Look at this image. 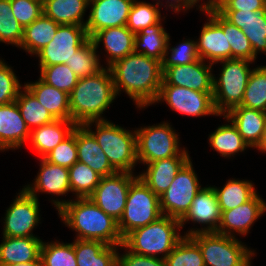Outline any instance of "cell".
<instances>
[{"label":"cell","mask_w":266,"mask_h":266,"mask_svg":"<svg viewBox=\"0 0 266 266\" xmlns=\"http://www.w3.org/2000/svg\"><path fill=\"white\" fill-rule=\"evenodd\" d=\"M69 97L71 121L76 125L107 121L102 114L117 97L110 69L106 66L92 76L78 79Z\"/></svg>","instance_id":"obj_3"},{"label":"cell","mask_w":266,"mask_h":266,"mask_svg":"<svg viewBox=\"0 0 266 266\" xmlns=\"http://www.w3.org/2000/svg\"><path fill=\"white\" fill-rule=\"evenodd\" d=\"M211 63L199 59L186 65L168 67L163 72L161 85H175L198 92L213 93Z\"/></svg>","instance_id":"obj_15"},{"label":"cell","mask_w":266,"mask_h":266,"mask_svg":"<svg viewBox=\"0 0 266 266\" xmlns=\"http://www.w3.org/2000/svg\"><path fill=\"white\" fill-rule=\"evenodd\" d=\"M266 0H223L217 11H253L263 8Z\"/></svg>","instance_id":"obj_51"},{"label":"cell","mask_w":266,"mask_h":266,"mask_svg":"<svg viewBox=\"0 0 266 266\" xmlns=\"http://www.w3.org/2000/svg\"><path fill=\"white\" fill-rule=\"evenodd\" d=\"M58 26V23L42 14L24 28L23 40L19 48L31 55H36L52 41Z\"/></svg>","instance_id":"obj_32"},{"label":"cell","mask_w":266,"mask_h":266,"mask_svg":"<svg viewBox=\"0 0 266 266\" xmlns=\"http://www.w3.org/2000/svg\"><path fill=\"white\" fill-rule=\"evenodd\" d=\"M221 213L215 190L212 186L204 187L196 194L189 211L180 220V223L181 227H184V223L186 224L190 220L193 223H201L206 226L187 230L185 236L198 232H216L221 221Z\"/></svg>","instance_id":"obj_17"},{"label":"cell","mask_w":266,"mask_h":266,"mask_svg":"<svg viewBox=\"0 0 266 266\" xmlns=\"http://www.w3.org/2000/svg\"><path fill=\"white\" fill-rule=\"evenodd\" d=\"M258 194L234 209L222 211L216 233L231 237H236L235 233L247 235L254 222L266 212V202Z\"/></svg>","instance_id":"obj_18"},{"label":"cell","mask_w":266,"mask_h":266,"mask_svg":"<svg viewBox=\"0 0 266 266\" xmlns=\"http://www.w3.org/2000/svg\"><path fill=\"white\" fill-rule=\"evenodd\" d=\"M207 16L208 22L203 24L199 39H196L197 51L201 60L214 65L218 61L231 59V45L227 32H223L222 27L209 14Z\"/></svg>","instance_id":"obj_21"},{"label":"cell","mask_w":266,"mask_h":266,"mask_svg":"<svg viewBox=\"0 0 266 266\" xmlns=\"http://www.w3.org/2000/svg\"><path fill=\"white\" fill-rule=\"evenodd\" d=\"M68 171L71 192H75V198L89 197L101 179L88 165L78 161Z\"/></svg>","instance_id":"obj_40"},{"label":"cell","mask_w":266,"mask_h":266,"mask_svg":"<svg viewBox=\"0 0 266 266\" xmlns=\"http://www.w3.org/2000/svg\"><path fill=\"white\" fill-rule=\"evenodd\" d=\"M135 132L139 163L148 164L177 155H189L186 148L181 149L179 135L168 122L140 127Z\"/></svg>","instance_id":"obj_9"},{"label":"cell","mask_w":266,"mask_h":266,"mask_svg":"<svg viewBox=\"0 0 266 266\" xmlns=\"http://www.w3.org/2000/svg\"><path fill=\"white\" fill-rule=\"evenodd\" d=\"M125 249L121 255L117 254V266H166L165 259L161 257L143 256L132 253L123 244L120 246Z\"/></svg>","instance_id":"obj_50"},{"label":"cell","mask_w":266,"mask_h":266,"mask_svg":"<svg viewBox=\"0 0 266 266\" xmlns=\"http://www.w3.org/2000/svg\"><path fill=\"white\" fill-rule=\"evenodd\" d=\"M170 35L167 43V49L164 58L161 62L162 71L164 72L168 67L177 65H186L199 60L197 51V42L195 40L186 39L176 47H170ZM170 50V53L169 51ZM170 54V56H168Z\"/></svg>","instance_id":"obj_46"},{"label":"cell","mask_w":266,"mask_h":266,"mask_svg":"<svg viewBox=\"0 0 266 266\" xmlns=\"http://www.w3.org/2000/svg\"><path fill=\"white\" fill-rule=\"evenodd\" d=\"M129 172H116L113 175L101 177L94 192L88 197L103 212L119 221L123 215L129 187L138 177Z\"/></svg>","instance_id":"obj_13"},{"label":"cell","mask_w":266,"mask_h":266,"mask_svg":"<svg viewBox=\"0 0 266 266\" xmlns=\"http://www.w3.org/2000/svg\"><path fill=\"white\" fill-rule=\"evenodd\" d=\"M161 216L159 196L137 177L129 187L125 209L118 221L122 238L136 228L155 222Z\"/></svg>","instance_id":"obj_8"},{"label":"cell","mask_w":266,"mask_h":266,"mask_svg":"<svg viewBox=\"0 0 266 266\" xmlns=\"http://www.w3.org/2000/svg\"><path fill=\"white\" fill-rule=\"evenodd\" d=\"M167 103L171 110L187 116H219L213 102V93L194 91L175 85H161L154 103Z\"/></svg>","instance_id":"obj_14"},{"label":"cell","mask_w":266,"mask_h":266,"mask_svg":"<svg viewBox=\"0 0 266 266\" xmlns=\"http://www.w3.org/2000/svg\"><path fill=\"white\" fill-rule=\"evenodd\" d=\"M165 263L166 266H205L199 245L185 235L165 258Z\"/></svg>","instance_id":"obj_41"},{"label":"cell","mask_w":266,"mask_h":266,"mask_svg":"<svg viewBox=\"0 0 266 266\" xmlns=\"http://www.w3.org/2000/svg\"><path fill=\"white\" fill-rule=\"evenodd\" d=\"M108 68L117 96L123 90L140 109L154 104L163 81L161 61L132 53Z\"/></svg>","instance_id":"obj_1"},{"label":"cell","mask_w":266,"mask_h":266,"mask_svg":"<svg viewBox=\"0 0 266 266\" xmlns=\"http://www.w3.org/2000/svg\"><path fill=\"white\" fill-rule=\"evenodd\" d=\"M165 2L168 5H165L164 7L167 6V7H169V9H173L172 12L175 11L174 13L180 12L181 10H183V11L185 10V12H186L190 8L191 9L194 8L191 5L190 0H171V2H170V0H167ZM157 3L160 5V7L163 5V3L160 0H158Z\"/></svg>","instance_id":"obj_52"},{"label":"cell","mask_w":266,"mask_h":266,"mask_svg":"<svg viewBox=\"0 0 266 266\" xmlns=\"http://www.w3.org/2000/svg\"><path fill=\"white\" fill-rule=\"evenodd\" d=\"M190 158V155H177L145 164L147 166L146 171L138 174V177L153 193L161 196Z\"/></svg>","instance_id":"obj_23"},{"label":"cell","mask_w":266,"mask_h":266,"mask_svg":"<svg viewBox=\"0 0 266 266\" xmlns=\"http://www.w3.org/2000/svg\"><path fill=\"white\" fill-rule=\"evenodd\" d=\"M89 7V0H45L43 14L59 25L74 24L85 26L83 17Z\"/></svg>","instance_id":"obj_31"},{"label":"cell","mask_w":266,"mask_h":266,"mask_svg":"<svg viewBox=\"0 0 266 266\" xmlns=\"http://www.w3.org/2000/svg\"><path fill=\"white\" fill-rule=\"evenodd\" d=\"M24 85L55 119L71 120L68 93L46 84L40 78L36 82H27Z\"/></svg>","instance_id":"obj_30"},{"label":"cell","mask_w":266,"mask_h":266,"mask_svg":"<svg viewBox=\"0 0 266 266\" xmlns=\"http://www.w3.org/2000/svg\"><path fill=\"white\" fill-rule=\"evenodd\" d=\"M30 132L16 101L0 105V151L22 148Z\"/></svg>","instance_id":"obj_22"},{"label":"cell","mask_w":266,"mask_h":266,"mask_svg":"<svg viewBox=\"0 0 266 266\" xmlns=\"http://www.w3.org/2000/svg\"><path fill=\"white\" fill-rule=\"evenodd\" d=\"M201 187L191 159L176 174L168 189L159 196L163 215L181 220L189 211Z\"/></svg>","instance_id":"obj_10"},{"label":"cell","mask_w":266,"mask_h":266,"mask_svg":"<svg viewBox=\"0 0 266 266\" xmlns=\"http://www.w3.org/2000/svg\"><path fill=\"white\" fill-rule=\"evenodd\" d=\"M76 147L78 162L88 165L99 176H110L117 172L93 134L84 125H76Z\"/></svg>","instance_id":"obj_26"},{"label":"cell","mask_w":266,"mask_h":266,"mask_svg":"<svg viewBox=\"0 0 266 266\" xmlns=\"http://www.w3.org/2000/svg\"><path fill=\"white\" fill-rule=\"evenodd\" d=\"M22 87L13 69L0 59V105L16 101Z\"/></svg>","instance_id":"obj_48"},{"label":"cell","mask_w":266,"mask_h":266,"mask_svg":"<svg viewBox=\"0 0 266 266\" xmlns=\"http://www.w3.org/2000/svg\"><path fill=\"white\" fill-rule=\"evenodd\" d=\"M134 0H89L86 31L91 38L97 31L126 25Z\"/></svg>","instance_id":"obj_16"},{"label":"cell","mask_w":266,"mask_h":266,"mask_svg":"<svg viewBox=\"0 0 266 266\" xmlns=\"http://www.w3.org/2000/svg\"><path fill=\"white\" fill-rule=\"evenodd\" d=\"M58 215L67 227L76 232L75 239L98 240L107 245L121 246L123 238L118 221L103 212L87 198L75 200H51Z\"/></svg>","instance_id":"obj_2"},{"label":"cell","mask_w":266,"mask_h":266,"mask_svg":"<svg viewBox=\"0 0 266 266\" xmlns=\"http://www.w3.org/2000/svg\"><path fill=\"white\" fill-rule=\"evenodd\" d=\"M93 41L89 39L79 50L67 61L66 65L76 76L85 78L101 71L104 66L100 64V57Z\"/></svg>","instance_id":"obj_38"},{"label":"cell","mask_w":266,"mask_h":266,"mask_svg":"<svg viewBox=\"0 0 266 266\" xmlns=\"http://www.w3.org/2000/svg\"><path fill=\"white\" fill-rule=\"evenodd\" d=\"M93 124L95 131L90 128ZM84 126L93 134L109 163L117 172L133 173L134 166L138 163L135 130H126L109 120L91 121Z\"/></svg>","instance_id":"obj_5"},{"label":"cell","mask_w":266,"mask_h":266,"mask_svg":"<svg viewBox=\"0 0 266 266\" xmlns=\"http://www.w3.org/2000/svg\"><path fill=\"white\" fill-rule=\"evenodd\" d=\"M40 159V169L34 183L27 184L24 188L35 198H38V192L58 196L71 192L68 168Z\"/></svg>","instance_id":"obj_24"},{"label":"cell","mask_w":266,"mask_h":266,"mask_svg":"<svg viewBox=\"0 0 266 266\" xmlns=\"http://www.w3.org/2000/svg\"><path fill=\"white\" fill-rule=\"evenodd\" d=\"M120 246L107 245L98 240H74V251L78 266H117Z\"/></svg>","instance_id":"obj_29"},{"label":"cell","mask_w":266,"mask_h":266,"mask_svg":"<svg viewBox=\"0 0 266 266\" xmlns=\"http://www.w3.org/2000/svg\"><path fill=\"white\" fill-rule=\"evenodd\" d=\"M217 195L221 212L231 210L249 201L256 193L254 183L249 180L228 179L220 189L212 186Z\"/></svg>","instance_id":"obj_34"},{"label":"cell","mask_w":266,"mask_h":266,"mask_svg":"<svg viewBox=\"0 0 266 266\" xmlns=\"http://www.w3.org/2000/svg\"><path fill=\"white\" fill-rule=\"evenodd\" d=\"M206 14L222 27L223 32H227V39L231 45V59H245L252 62L256 60L257 56L241 29L227 21L218 11H209Z\"/></svg>","instance_id":"obj_37"},{"label":"cell","mask_w":266,"mask_h":266,"mask_svg":"<svg viewBox=\"0 0 266 266\" xmlns=\"http://www.w3.org/2000/svg\"><path fill=\"white\" fill-rule=\"evenodd\" d=\"M223 117L233 123L249 148L261 149L266 140V112L237 106Z\"/></svg>","instance_id":"obj_19"},{"label":"cell","mask_w":266,"mask_h":266,"mask_svg":"<svg viewBox=\"0 0 266 266\" xmlns=\"http://www.w3.org/2000/svg\"><path fill=\"white\" fill-rule=\"evenodd\" d=\"M39 78L46 84L68 93L69 95L79 79L66 64L40 67Z\"/></svg>","instance_id":"obj_45"},{"label":"cell","mask_w":266,"mask_h":266,"mask_svg":"<svg viewBox=\"0 0 266 266\" xmlns=\"http://www.w3.org/2000/svg\"><path fill=\"white\" fill-rule=\"evenodd\" d=\"M227 21L236 25L248 38L253 53H266V5L253 11H218Z\"/></svg>","instance_id":"obj_20"},{"label":"cell","mask_w":266,"mask_h":266,"mask_svg":"<svg viewBox=\"0 0 266 266\" xmlns=\"http://www.w3.org/2000/svg\"><path fill=\"white\" fill-rule=\"evenodd\" d=\"M76 124L71 120L55 119L49 124L31 130L30 142L36 154L43 158L73 131Z\"/></svg>","instance_id":"obj_28"},{"label":"cell","mask_w":266,"mask_h":266,"mask_svg":"<svg viewBox=\"0 0 266 266\" xmlns=\"http://www.w3.org/2000/svg\"><path fill=\"white\" fill-rule=\"evenodd\" d=\"M24 28L12 13L10 0H0V42L20 47Z\"/></svg>","instance_id":"obj_44"},{"label":"cell","mask_w":266,"mask_h":266,"mask_svg":"<svg viewBox=\"0 0 266 266\" xmlns=\"http://www.w3.org/2000/svg\"><path fill=\"white\" fill-rule=\"evenodd\" d=\"M190 237L199 245L205 266H251L255 251L235 237L198 232Z\"/></svg>","instance_id":"obj_7"},{"label":"cell","mask_w":266,"mask_h":266,"mask_svg":"<svg viewBox=\"0 0 266 266\" xmlns=\"http://www.w3.org/2000/svg\"><path fill=\"white\" fill-rule=\"evenodd\" d=\"M162 19L152 26L146 27L135 34L134 53L163 60L167 49L169 33L163 28Z\"/></svg>","instance_id":"obj_33"},{"label":"cell","mask_w":266,"mask_h":266,"mask_svg":"<svg viewBox=\"0 0 266 266\" xmlns=\"http://www.w3.org/2000/svg\"><path fill=\"white\" fill-rule=\"evenodd\" d=\"M12 13L25 28L43 14V2L39 0H10Z\"/></svg>","instance_id":"obj_49"},{"label":"cell","mask_w":266,"mask_h":266,"mask_svg":"<svg viewBox=\"0 0 266 266\" xmlns=\"http://www.w3.org/2000/svg\"><path fill=\"white\" fill-rule=\"evenodd\" d=\"M221 63L220 77L213 75V102L216 112L225 115L234 107L240 106L252 70V61L228 59Z\"/></svg>","instance_id":"obj_6"},{"label":"cell","mask_w":266,"mask_h":266,"mask_svg":"<svg viewBox=\"0 0 266 266\" xmlns=\"http://www.w3.org/2000/svg\"><path fill=\"white\" fill-rule=\"evenodd\" d=\"M161 12L159 4L147 3L143 1L134 0L128 20L126 23L127 28L134 34L138 33L142 29L157 24L161 19Z\"/></svg>","instance_id":"obj_42"},{"label":"cell","mask_w":266,"mask_h":266,"mask_svg":"<svg viewBox=\"0 0 266 266\" xmlns=\"http://www.w3.org/2000/svg\"><path fill=\"white\" fill-rule=\"evenodd\" d=\"M46 161L70 168L78 161V153L76 147V126L72 133L53 150L43 157Z\"/></svg>","instance_id":"obj_47"},{"label":"cell","mask_w":266,"mask_h":266,"mask_svg":"<svg viewBox=\"0 0 266 266\" xmlns=\"http://www.w3.org/2000/svg\"><path fill=\"white\" fill-rule=\"evenodd\" d=\"M240 106L266 112V66L252 69Z\"/></svg>","instance_id":"obj_39"},{"label":"cell","mask_w":266,"mask_h":266,"mask_svg":"<svg viewBox=\"0 0 266 266\" xmlns=\"http://www.w3.org/2000/svg\"><path fill=\"white\" fill-rule=\"evenodd\" d=\"M16 103L30 131L55 120L25 85L19 91Z\"/></svg>","instance_id":"obj_36"},{"label":"cell","mask_w":266,"mask_h":266,"mask_svg":"<svg viewBox=\"0 0 266 266\" xmlns=\"http://www.w3.org/2000/svg\"><path fill=\"white\" fill-rule=\"evenodd\" d=\"M208 141L215 151L229 159L249 147L232 122L218 126L215 132L209 135Z\"/></svg>","instance_id":"obj_35"},{"label":"cell","mask_w":266,"mask_h":266,"mask_svg":"<svg viewBox=\"0 0 266 266\" xmlns=\"http://www.w3.org/2000/svg\"><path fill=\"white\" fill-rule=\"evenodd\" d=\"M17 197L6 210L3 236L5 237H38L33 229L40 223L39 199L31 195L25 188L17 193Z\"/></svg>","instance_id":"obj_12"},{"label":"cell","mask_w":266,"mask_h":266,"mask_svg":"<svg viewBox=\"0 0 266 266\" xmlns=\"http://www.w3.org/2000/svg\"><path fill=\"white\" fill-rule=\"evenodd\" d=\"M0 244V266L27 263L40 257L39 237H5Z\"/></svg>","instance_id":"obj_27"},{"label":"cell","mask_w":266,"mask_h":266,"mask_svg":"<svg viewBox=\"0 0 266 266\" xmlns=\"http://www.w3.org/2000/svg\"><path fill=\"white\" fill-rule=\"evenodd\" d=\"M40 257L43 266H78L73 243L42 242Z\"/></svg>","instance_id":"obj_43"},{"label":"cell","mask_w":266,"mask_h":266,"mask_svg":"<svg viewBox=\"0 0 266 266\" xmlns=\"http://www.w3.org/2000/svg\"><path fill=\"white\" fill-rule=\"evenodd\" d=\"M89 39L85 26L59 25L52 41L35 55L39 67L66 64Z\"/></svg>","instance_id":"obj_11"},{"label":"cell","mask_w":266,"mask_h":266,"mask_svg":"<svg viewBox=\"0 0 266 266\" xmlns=\"http://www.w3.org/2000/svg\"><path fill=\"white\" fill-rule=\"evenodd\" d=\"M260 151L263 153H266V140H265V143L264 145L261 147Z\"/></svg>","instance_id":"obj_54"},{"label":"cell","mask_w":266,"mask_h":266,"mask_svg":"<svg viewBox=\"0 0 266 266\" xmlns=\"http://www.w3.org/2000/svg\"><path fill=\"white\" fill-rule=\"evenodd\" d=\"M9 266H43L41 257H39L37 260L30 261L27 263H19V264H14V265H9Z\"/></svg>","instance_id":"obj_53"},{"label":"cell","mask_w":266,"mask_h":266,"mask_svg":"<svg viewBox=\"0 0 266 266\" xmlns=\"http://www.w3.org/2000/svg\"><path fill=\"white\" fill-rule=\"evenodd\" d=\"M181 228L180 220L163 215L155 222L132 230L123 238V245L132 253L158 258L162 254L161 258L165 259L184 237L179 234Z\"/></svg>","instance_id":"obj_4"},{"label":"cell","mask_w":266,"mask_h":266,"mask_svg":"<svg viewBox=\"0 0 266 266\" xmlns=\"http://www.w3.org/2000/svg\"><path fill=\"white\" fill-rule=\"evenodd\" d=\"M90 39L96 48L103 43L108 67L115 61L134 53L135 34L126 25L99 30Z\"/></svg>","instance_id":"obj_25"}]
</instances>
